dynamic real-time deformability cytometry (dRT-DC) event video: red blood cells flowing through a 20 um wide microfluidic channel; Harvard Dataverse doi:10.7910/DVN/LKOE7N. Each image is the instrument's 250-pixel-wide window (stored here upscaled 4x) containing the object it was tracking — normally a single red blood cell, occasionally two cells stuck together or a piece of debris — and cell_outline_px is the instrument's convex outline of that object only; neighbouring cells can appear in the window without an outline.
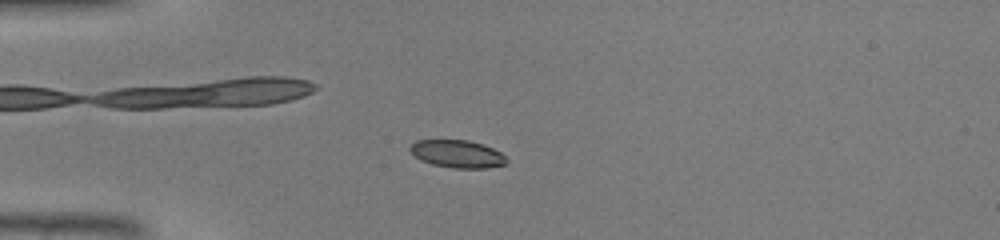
{"species": "common noctule bat (a hibernating species)", "species_latin": "Nyctalus noctula", "temperature_condition": "warm", "stored_images_in_passage": 45, "camera_frame_rate_fps": 3000, "um_per_image_px": 0.085, "animal": {"sex": "male", "body_mass_g": 19.0, "forearm_length_mm": 50.8}, "frame": {"image": 1, "passage_image": 12, "time_ms": 3.667, "image_size_px": [1000, 240], "cell_outline_px": [[508, 164], [488, 168], [452, 168], [432, 164], [420, 160], [408, 148], [416, 140], [468, 140], [484, 144], [500, 152], [508, 160]], "centroid_in_image_um": [38.9, 13.08], "position_along_channel_um": 46.1, "area_um2": 15.61}}
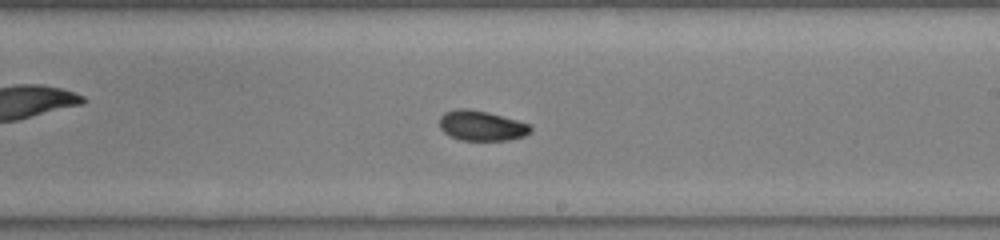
{"frame": {"image": 2, "passage_image": 27, "time_ms": 8.667, "image_size_px": [1000, 240], "cell_outline_px": [[532, 132], [524, 136], [508, 140], [460, 140], [444, 132], [440, 128], [440, 116], [444, 112], [456, 108], [468, 108], [488, 112], [532, 124]], "centroid_in_image_um": [40.96, 10.67], "position_along_channel_um": 248.0, "area_um2": 16.13}}
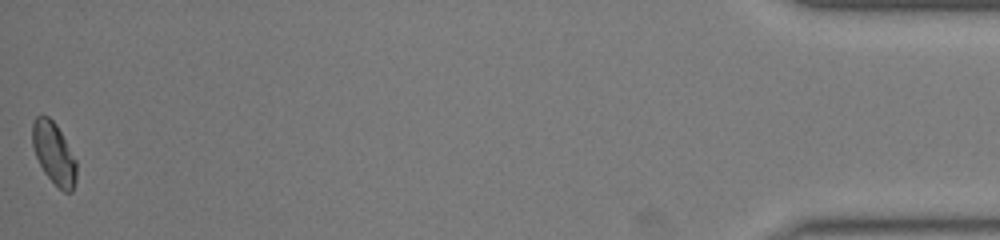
{"frame": {"image": 3, "passage_image": 45, "time_ms": 14.667, "image_size_px": [1000, 240], "cell_outline_px": [[76, 180], [72, 192], [64, 192], [44, 172], [36, 156], [32, 144], [32, 120], [36, 116], [48, 116], [56, 124], [76, 160]], "centroid_in_image_um": [4.57, 13.02], "position_along_channel_um": 430.6, "area_um2": 15.66}}